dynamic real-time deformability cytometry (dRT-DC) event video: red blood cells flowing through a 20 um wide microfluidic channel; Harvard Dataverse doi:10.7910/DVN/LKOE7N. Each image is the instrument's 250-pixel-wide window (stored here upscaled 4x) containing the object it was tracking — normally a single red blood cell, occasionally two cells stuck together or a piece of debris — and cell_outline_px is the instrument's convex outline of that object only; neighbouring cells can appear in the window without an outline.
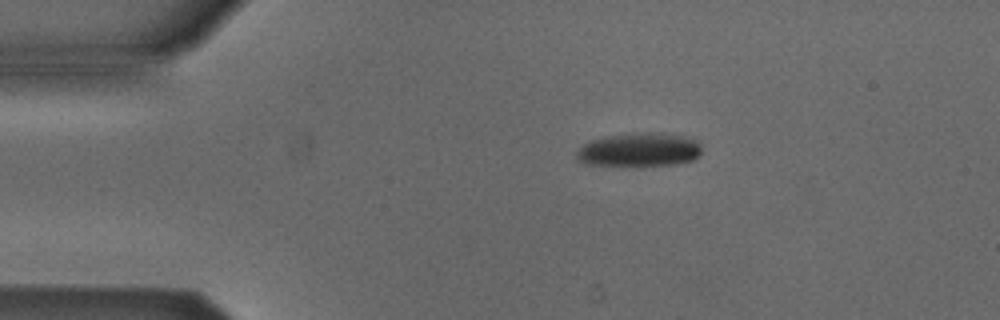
{"species": "Egyptian fruit bat (a non-hibernating species)", "species_latin": "Rousettus aegyptiacus", "temperature_condition": "cold", "stored_images_in_passage": 5, "camera_frame_rate_fps": 3000, "um_per_image_px": 0.085, "animal": {"sex": "male"}, "frame": {"image": 1, "passage_image": 2, "time_ms": 1.333, "image_size_px": [1000, 320], "cell_outline_px": [[700, 156], [692, 160], [680, 164], [588, 164], [576, 160], [576, 152], [584, 144], [592, 140], [604, 136], [632, 132], [660, 132], [684, 136], [700, 140]], "centroid_in_image_um": [54.38, 12.69], "position_along_channel_um": 30.6, "area_um2": 24.51}}
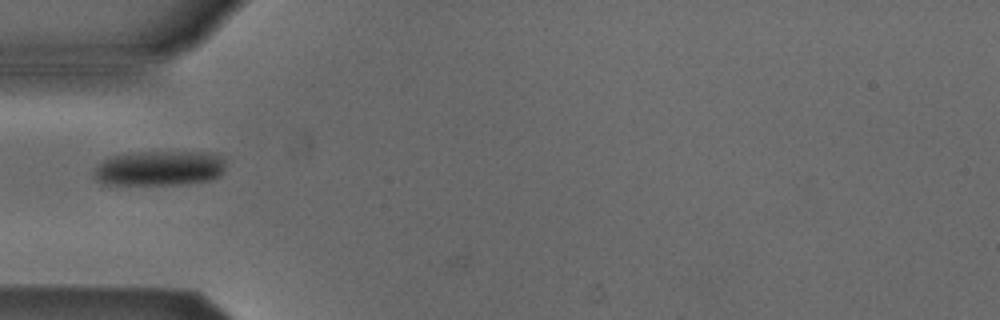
{"frame": {"image": 2, "passage_image": 4, "time_ms": 3.667, "image_size_px": [1000, 320], "cell_outline_px": [[224, 168], [220, 176], [208, 180], [180, 184], [104, 184], [96, 180], [92, 176], [96, 168], [104, 160], [112, 156], [132, 152], [220, 152], [224, 156]], "centroid_in_image_um": [13.6, 14.28], "position_along_channel_um": 71.4, "area_um2": 26.99}}
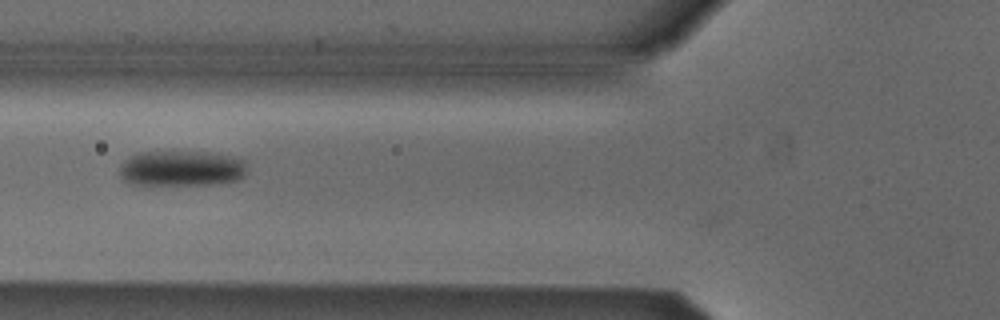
{"frame": {"image": 3, "passage_image": 5, "time_ms": 4.667, "image_size_px": [1000, 320], "cell_outline_px": [[248, 172], [244, 176], [236, 180], [212, 184], [144, 188], [132, 184], [124, 180], [120, 176], [120, 164], [124, 160], [136, 152], [212, 152], [232, 156], [244, 160]], "centroid_in_image_um": [15.37, 14.36], "position_along_channel_um": 110.4, "area_um2": 27.63}}